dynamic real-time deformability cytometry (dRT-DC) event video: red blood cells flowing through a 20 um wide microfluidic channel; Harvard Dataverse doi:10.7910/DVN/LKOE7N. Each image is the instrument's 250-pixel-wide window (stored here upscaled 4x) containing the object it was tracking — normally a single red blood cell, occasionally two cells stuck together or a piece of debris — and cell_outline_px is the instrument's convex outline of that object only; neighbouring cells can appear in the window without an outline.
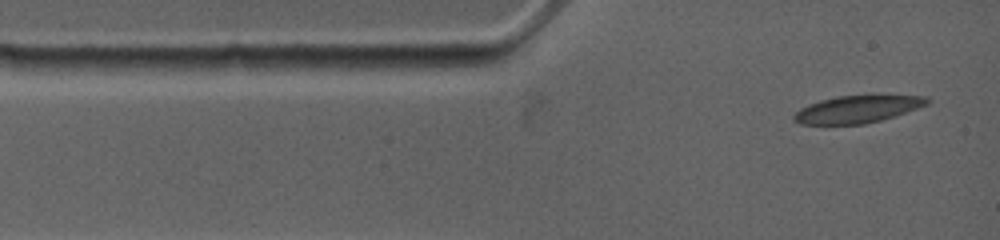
{"species": "common noctule bat (a hibernating species)", "species_latin": "Nyctalus noctula", "temperature_condition": "warm", "stored_images_in_passage": 4, "camera_frame_rate_fps": 4500, "um_per_image_px": 0.085, "animal": {"sex": "female", "body_mass_g": 19.0, "forearm_length_mm": 53.3}, "frame": {"image": 1, "passage_image": 1, "time_ms": 0.0, "image_size_px": [1000, 240], "cell_outline_px": [[932, 100], [928, 104], [880, 120], [864, 124], [800, 124], [792, 120], [792, 116], [800, 108], [808, 104], [820, 100], [840, 96], [928, 96]], "centroid_in_image_um": [72.83, 9.29], "position_along_channel_um": 12.2, "area_um2": 20.81}}
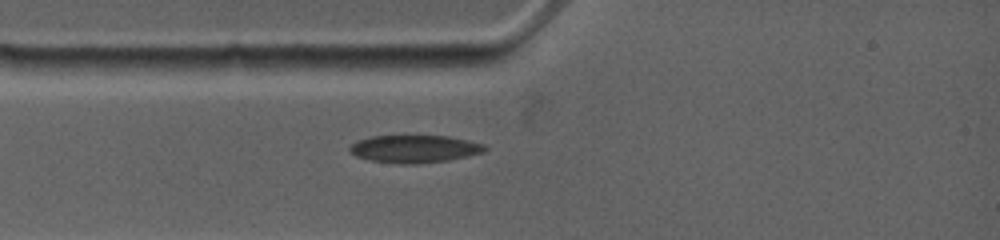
{"frame": {"image": 2, "passage_image": 3, "time_ms": 1.778, "image_size_px": [1000, 240], "cell_outline_px": [[488, 148], [484, 152], [468, 156], [448, 160], [416, 164], [400, 164], [368, 160], [356, 156], [348, 152], [348, 148], [356, 140], [372, 136], [448, 136], [468, 140], [484, 144]], "centroid_in_image_um": [35.21, 12.66], "position_along_channel_um": 49.8, "area_um2": 21.91}}